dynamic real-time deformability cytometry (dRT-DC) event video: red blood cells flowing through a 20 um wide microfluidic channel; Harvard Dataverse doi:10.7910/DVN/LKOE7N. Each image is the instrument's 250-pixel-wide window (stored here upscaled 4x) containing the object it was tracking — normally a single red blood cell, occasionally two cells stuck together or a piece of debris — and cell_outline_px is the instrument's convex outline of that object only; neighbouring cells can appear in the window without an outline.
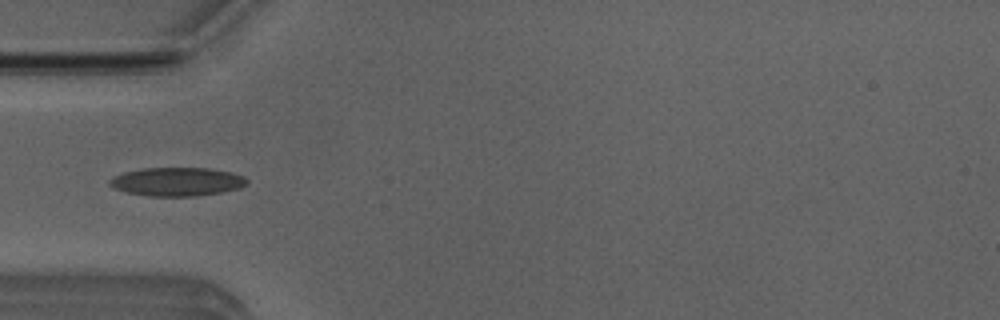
{"species": "Egyptian fruit bat (a non-hibernating species)", "species_latin": "Rousettus aegyptiacus", "temperature_condition": "room temperature", "stored_images_in_passage": 42, "camera_frame_rate_fps": 3000, "um_per_image_px": 0.085, "animal": {"sex": "male"}, "frame": {"image": 1, "passage_image": 9, "time_ms": 2.667, "image_size_px": [1000, 320], "cell_outline_px": [[248, 184], [240, 188], [220, 192], [196, 196], [148, 196], [128, 192], [116, 188], [108, 184], [108, 180], [112, 176], [124, 172], [144, 168], [208, 168], [232, 172], [244, 176], [248, 180]], "centroid_in_image_um": [15.06, 15.44], "position_along_channel_um": 69.9, "area_um2": 22.89}}
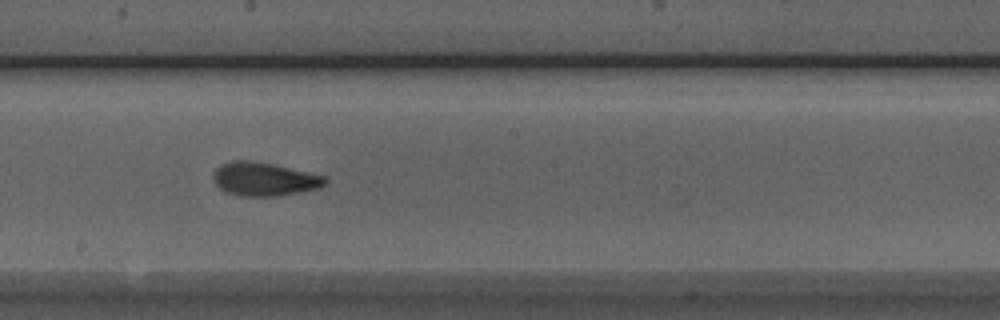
{"frame": {"image": 2, "passage_image": 21, "time_ms": 6.667, "image_size_px": [1000, 320], "cell_outline_px": [[328, 184], [320, 188], [276, 196], [240, 196], [224, 192], [216, 184], [212, 176], [212, 172], [220, 164], [232, 160], [244, 160], [272, 164], [324, 176], [328, 180]], "centroid_in_image_um": [22.42, 15.23], "position_along_channel_um": 225.8, "area_um2": 21.85}}
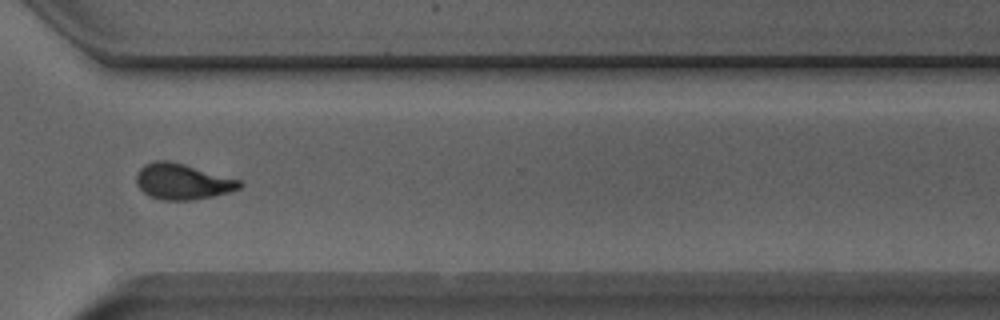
{"frame": {"image": 3, "passage_image": 31, "time_ms": 10.0, "image_size_px": [1000, 320], "cell_outline_px": [[244, 184], [240, 188], [228, 192], [212, 196], [192, 200], [164, 200], [148, 196], [136, 184], [136, 176], [140, 168], [144, 164], [156, 160], [168, 160], [184, 164], [240, 180]], "centroid_in_image_um": [15.48, 15.43], "position_along_channel_um": 355.1, "area_um2": 21.44}, "authors_computed_cell_mechanics": {"area_um2": 21.2993, "velocity_mm_per_s": 3.8809, "shape_relaxation_time_tau1_ms": 5.0313, "shape_relaxation_time_tau2_ms": 1.6279, "deformation_change_tau1": 0.1591, "deformation_change_tau2": 0.0756}}